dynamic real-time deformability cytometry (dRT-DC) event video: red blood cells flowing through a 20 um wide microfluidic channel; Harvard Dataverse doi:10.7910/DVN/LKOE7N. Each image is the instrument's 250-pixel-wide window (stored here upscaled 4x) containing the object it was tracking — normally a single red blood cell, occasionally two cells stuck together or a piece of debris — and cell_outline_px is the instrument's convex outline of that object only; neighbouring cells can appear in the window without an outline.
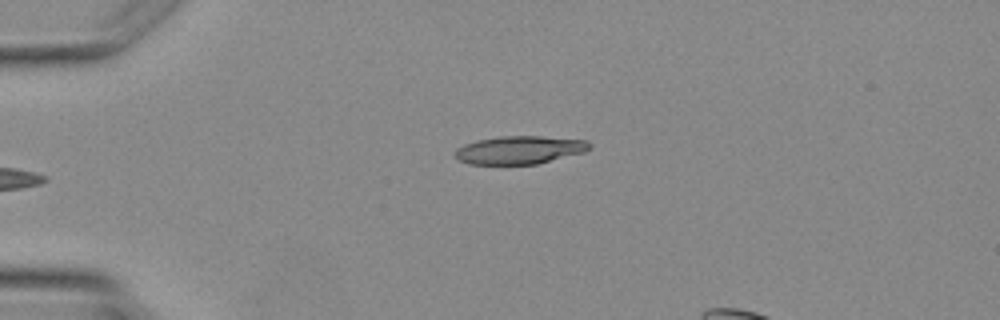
{"species": "Egyptian fruit bat (a non-hibernating species)", "species_latin": "Rousettus aegyptiacus", "temperature_condition": "warm", "stored_images_in_passage": 3, "camera_frame_rate_fps": 3000, "um_per_image_px": 0.085, "animal": {"sex": "female"}, "frame": {"image": 1, "passage_image": 3, "time_ms": 3.333, "image_size_px": [1000, 320], "cell_outline_px": [[588, 148], [584, 152], [536, 164], [468, 164], [460, 160], [456, 156], [456, 148], [464, 144], [476, 140], [500, 136], [540, 136], [588, 140]], "centroid_in_image_um": [44.13, 12.74], "position_along_channel_um": 40.9, "area_um2": 21.79}}